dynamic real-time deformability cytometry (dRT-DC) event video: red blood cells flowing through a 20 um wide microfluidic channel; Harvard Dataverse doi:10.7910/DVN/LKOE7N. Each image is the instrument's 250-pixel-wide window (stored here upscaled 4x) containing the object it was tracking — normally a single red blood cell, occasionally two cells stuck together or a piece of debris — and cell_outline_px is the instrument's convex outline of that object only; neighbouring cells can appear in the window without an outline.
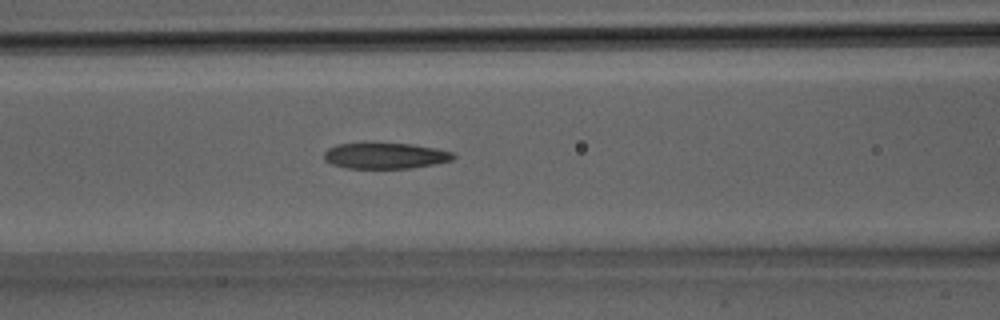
{"species": "Egyptian fruit bat (a non-hibernating species)", "species_latin": "Rousettus aegyptiacus", "temperature_condition": "room temperature", "stored_images_in_passage": 18, "camera_frame_rate_fps": 3000, "um_per_image_px": 0.085, "animal": {"sex": "male"}, "frame": {"image": 1, "passage_image": 13, "time_ms": 4.0, "image_size_px": [1000, 320], "cell_outline_px": [[456, 156], [452, 160], [436, 164], [412, 168], [348, 168], [332, 164], [324, 160], [324, 152], [328, 148], [336, 144], [412, 144], [436, 148], [452, 152]], "centroid_in_image_um": [32.76, 13.25], "position_along_channel_um": 133.8, "area_um2": 19.36}}